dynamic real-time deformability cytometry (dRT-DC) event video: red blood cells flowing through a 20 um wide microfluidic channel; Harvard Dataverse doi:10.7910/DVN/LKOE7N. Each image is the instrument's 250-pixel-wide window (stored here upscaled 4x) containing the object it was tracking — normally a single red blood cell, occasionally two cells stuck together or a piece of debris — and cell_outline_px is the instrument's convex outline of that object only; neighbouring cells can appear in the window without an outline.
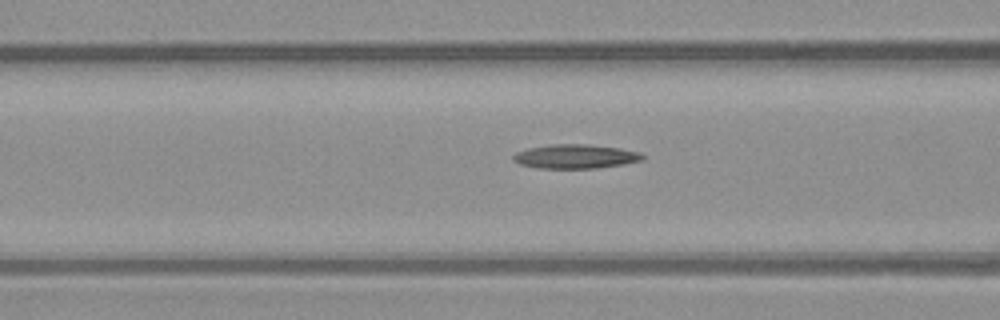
{"species": "common noctule bat (a hibernating species)", "species_latin": "Nyctalus noctula", "temperature_condition": "warm", "stored_images_in_passage": 6, "camera_frame_rate_fps": 3000, "um_per_image_px": 0.085, "animal": {"sex": "male", "body_mass_g": 23.1, "forearm_length_mm": 52.7}, "frame": {"image": 1, "passage_image": 6, "time_ms": 6.667, "image_size_px": [1000, 320], "cell_outline_px": [[644, 160], [624, 164], [596, 168], [536, 168], [520, 164], [512, 160], [512, 156], [516, 152], [528, 148], [548, 144], [588, 144], [620, 148], [640, 152], [644, 156]], "centroid_in_image_um": [48.9, 13.29], "position_along_channel_um": 117.7, "area_um2": 18.32}}